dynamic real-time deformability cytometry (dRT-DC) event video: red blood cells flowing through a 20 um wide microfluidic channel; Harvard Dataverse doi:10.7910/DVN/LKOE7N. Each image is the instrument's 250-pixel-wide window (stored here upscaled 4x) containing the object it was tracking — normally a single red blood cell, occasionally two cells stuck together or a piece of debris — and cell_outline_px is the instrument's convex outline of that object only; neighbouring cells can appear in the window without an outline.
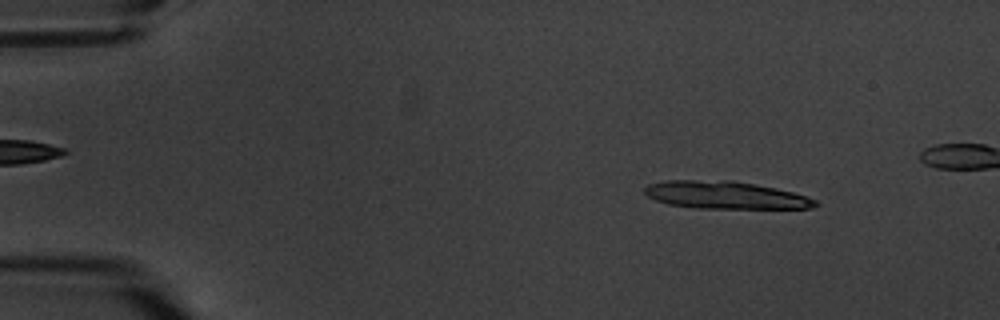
{"species": "common noctule bat (a hibernating species)", "species_latin": "Nyctalus noctula", "temperature_condition": "warm", "stored_images_in_passage": 6, "camera_frame_rate_fps": 3000, "um_per_image_px": 0.085, "animal": {"sex": "male", "body_mass_g": 20.1, "forearm_length_mm": 53.5}, "frame": {"image": 1, "passage_image": 2, "time_ms": 1.0, "image_size_px": [1000, 320], "cell_outline_px": [[820, 204], [812, 208], [696, 208], [668, 204], [656, 200], [648, 196], [644, 192], [644, 188], [648, 184], [664, 180], [732, 180], [776, 188], [792, 192], [816, 200]], "centroid_in_image_um": [61.62, 16.58], "position_along_channel_um": 23.4, "area_um2": 27.34}}